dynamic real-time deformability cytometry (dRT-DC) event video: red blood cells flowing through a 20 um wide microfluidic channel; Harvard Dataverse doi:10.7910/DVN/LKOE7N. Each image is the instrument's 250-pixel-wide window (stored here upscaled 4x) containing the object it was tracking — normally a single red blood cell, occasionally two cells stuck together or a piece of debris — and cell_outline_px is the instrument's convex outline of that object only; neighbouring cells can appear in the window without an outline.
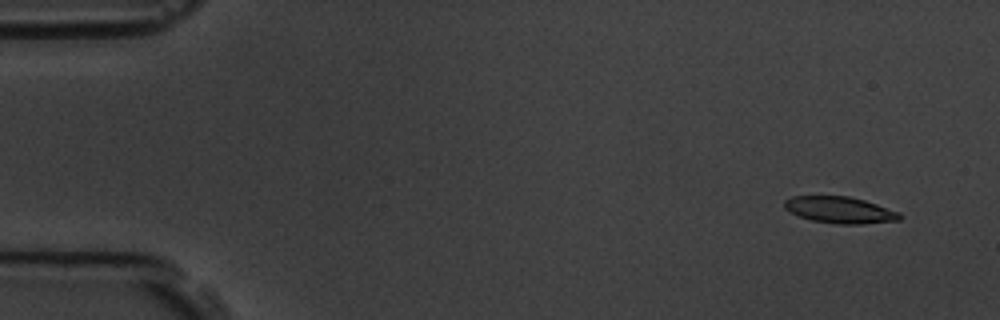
{"species": "common noctule bat (a hibernating species)", "species_latin": "Nyctalus noctula", "temperature_condition": "room temperature", "stored_images_in_passage": 6, "camera_frame_rate_fps": 3000, "um_per_image_px": 0.085, "animal": {"sex": "male", "body_mass_g": 19.5, "forearm_length_mm": 54.6}, "frame": {"image": 1, "passage_image": 2, "time_ms": 1.0, "image_size_px": [1000, 320], "cell_outline_px": [[904, 216], [900, 220], [860, 224], [836, 224], [812, 220], [800, 216], [784, 208], [784, 200], [792, 196], [848, 196], [864, 200], [900, 212]], "centroid_in_image_um": [71.41, 17.84], "position_along_channel_um": 13.6, "area_um2": 17.8}}
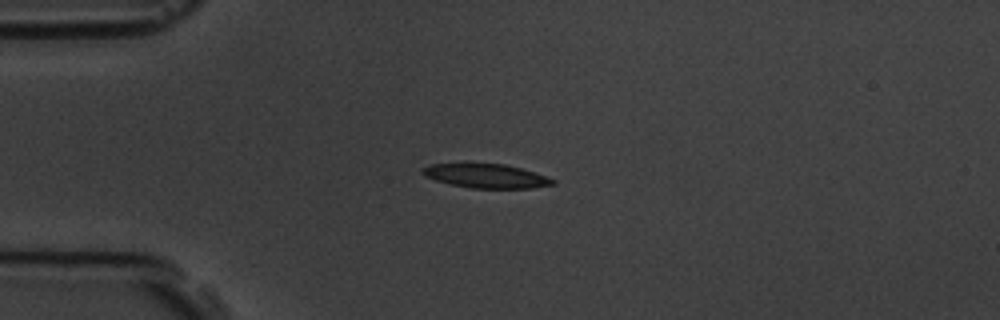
{"frame": {"image": 2, "passage_image": 5, "time_ms": 4.333, "image_size_px": [1000, 320], "cell_outline_px": [[556, 184], [532, 188], [472, 188], [452, 184], [436, 180], [424, 176], [420, 172], [424, 168], [432, 164], [468, 160], [504, 164], [520, 168], [556, 180]], "centroid_in_image_um": [41.25, 14.9], "position_along_channel_um": 43.8, "area_um2": 18.9}}